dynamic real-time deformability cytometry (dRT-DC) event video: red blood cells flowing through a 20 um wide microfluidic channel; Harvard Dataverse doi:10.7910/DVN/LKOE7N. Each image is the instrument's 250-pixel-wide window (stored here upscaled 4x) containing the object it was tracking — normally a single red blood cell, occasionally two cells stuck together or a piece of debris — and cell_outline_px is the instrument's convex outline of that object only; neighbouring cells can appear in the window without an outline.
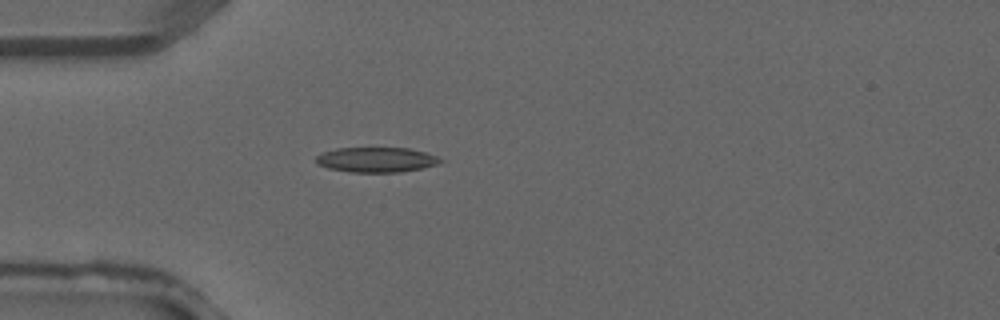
{"species": "common noctule bat (a hibernating species)", "species_latin": "Nyctalus noctula", "temperature_condition": "warm", "stored_images_in_passage": 4, "camera_frame_rate_fps": 3000, "um_per_image_px": 0.085, "animal": {"sex": "male", "forearm_length_mm": 52.5}, "frame": {"image": 1, "passage_image": 4, "time_ms": 1.0, "image_size_px": [1000, 320], "cell_outline_px": [[444, 160], [440, 164], [400, 172], [352, 172], [328, 168], [316, 164], [316, 156], [324, 152], [336, 148], [408, 148], [424, 152], [436, 156]], "centroid_in_image_um": [31.99, 13.58], "position_along_channel_um": 53.0, "area_um2": 18.03}}